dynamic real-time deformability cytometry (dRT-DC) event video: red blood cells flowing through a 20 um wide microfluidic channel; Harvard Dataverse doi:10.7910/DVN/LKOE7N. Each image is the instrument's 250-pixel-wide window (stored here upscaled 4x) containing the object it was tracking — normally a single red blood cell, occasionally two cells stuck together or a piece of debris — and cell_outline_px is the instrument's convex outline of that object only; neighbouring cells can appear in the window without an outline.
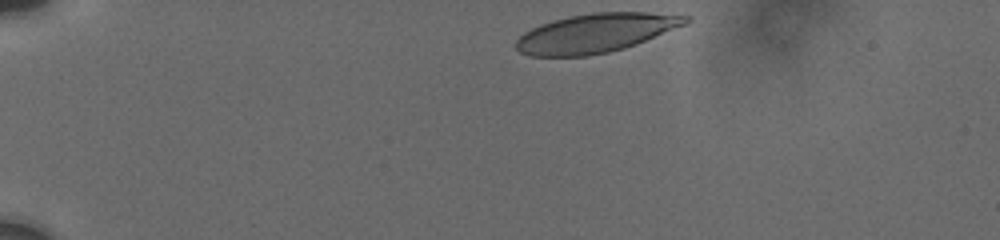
{"species": "human", "species_latin": "Homo sapiens", "temperature_condition": "cold", "stored_images_in_passage": 24, "camera_frame_rate_fps": 3000, "um_per_image_px": 0.085, "donor": {"sex": "male"}, "frame": {"image": 1, "passage_image": 1, "time_ms": 0.0, "image_size_px": [1000, 240], "cell_outline_px": [[692, 20], [684, 24], [636, 44], [624, 48], [608, 52], [588, 56], [528, 56], [520, 52], [516, 48], [516, 40], [524, 32], [540, 24], [552, 20], [568, 16], [592, 12], [644, 12], [692, 16]], "centroid_in_image_um": [50.6, 2.8], "position_along_channel_um": 34.4, "area_um2": 38.38}}
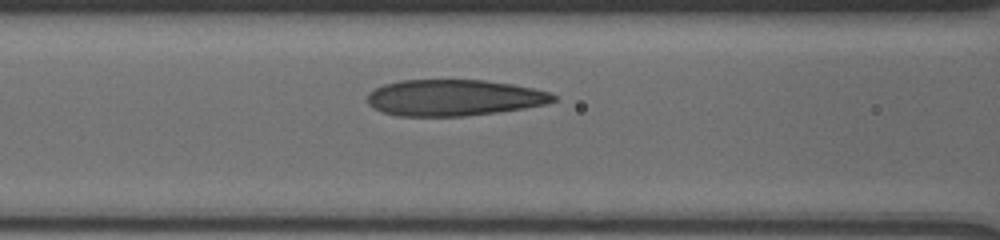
{"frame": {"image": 2, "passage_image": 16, "time_ms": 4.667, "image_size_px": [1000, 240], "cell_outline_px": [[556, 100], [544, 104], [524, 108], [496, 112], [464, 116], [396, 116], [372, 108], [368, 104], [368, 92], [384, 84], [400, 80], [484, 80], [512, 84], [532, 88], [548, 92], [556, 96]], "centroid_in_image_um": [38.54, 8.3], "position_along_channel_um": 128.1, "area_um2": 39.19}}
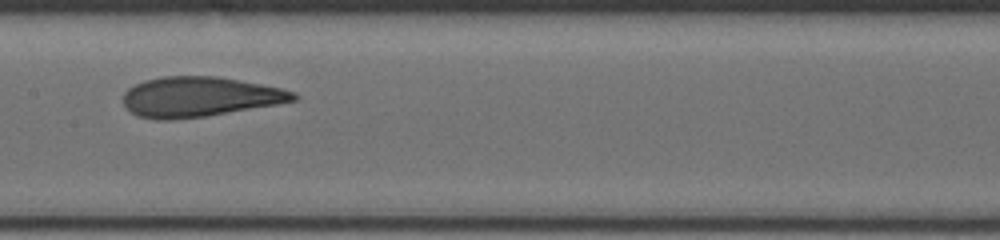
{"frame": {"image": 3, "passage_image": 23, "time_ms": 6.333, "image_size_px": [1000, 240], "cell_outline_px": [[300, 96], [296, 100], [276, 104], [204, 116], [172, 120], [156, 120], [136, 116], [124, 104], [124, 92], [128, 88], [144, 80], [160, 76], [216, 76], [260, 84], [280, 88], [296, 92]], "centroid_in_image_um": [16.93, 8.23], "position_along_channel_um": 190.5, "area_um2": 39.48}}